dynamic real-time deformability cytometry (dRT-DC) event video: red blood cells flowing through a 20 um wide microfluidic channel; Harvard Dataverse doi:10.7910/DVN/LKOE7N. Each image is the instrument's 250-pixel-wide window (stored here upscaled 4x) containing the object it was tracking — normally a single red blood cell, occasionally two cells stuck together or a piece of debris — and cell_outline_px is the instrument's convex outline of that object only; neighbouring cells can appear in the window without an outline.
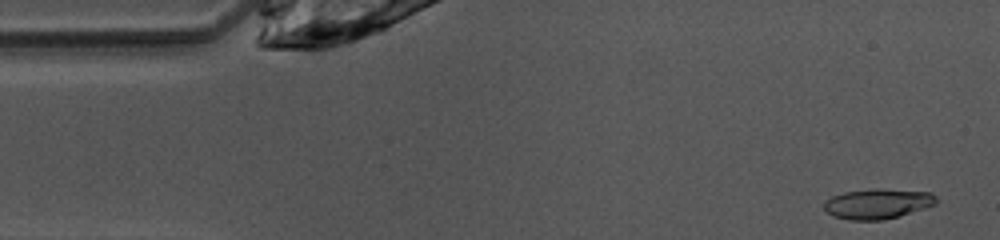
{"species": "common noctule bat (a hibernating species)", "species_latin": "Nyctalus noctula", "temperature_condition": "warm", "stored_images_in_passage": 2, "camera_frame_rate_fps": 3000, "um_per_image_px": 0.085, "animal": {"sex": "female", "body_mass_g": 10.0, "forearm_length_mm": 53.1}, "frame": {"image": 1, "passage_image": 2, "time_ms": 0.333, "image_size_px": [1000, 240], "cell_outline_px": [[940, 200], [936, 204], [900, 216], [880, 220], [848, 220], [832, 216], [824, 208], [824, 200], [832, 196], [844, 192], [872, 188], [880, 188], [932, 192]], "centroid_in_image_um": [74.62, 17.3], "position_along_channel_um": 10.4, "area_um2": 20.0}}